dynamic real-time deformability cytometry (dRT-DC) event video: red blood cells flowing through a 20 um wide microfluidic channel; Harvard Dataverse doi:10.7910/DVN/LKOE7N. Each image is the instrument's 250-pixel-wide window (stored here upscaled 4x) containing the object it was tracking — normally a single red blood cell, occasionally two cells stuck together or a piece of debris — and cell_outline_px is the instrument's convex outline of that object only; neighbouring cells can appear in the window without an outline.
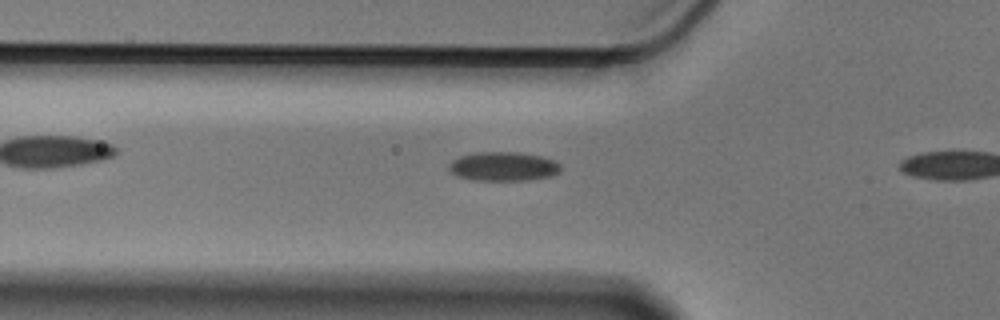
{"species": "Egyptian fruit bat (a non-hibernating species)", "species_latin": "Rousettus aegyptiacus", "temperature_condition": "cold", "stored_images_in_passage": 8, "camera_frame_rate_fps": 3000, "um_per_image_px": 0.085, "animal": {"sex": "male"}, "frame": {"image": 1, "passage_image": 7, "time_ms": 2.0, "image_size_px": [1000, 320], "cell_outline_px": [[560, 172], [552, 176], [528, 180], [476, 180], [456, 176], [448, 168], [448, 164], [452, 160], [460, 156], [476, 152], [520, 152], [540, 156], [556, 160], [560, 164]], "centroid_in_image_um": [42.8, 14.14], "position_along_channel_um": 83.0, "area_um2": 19.07}}